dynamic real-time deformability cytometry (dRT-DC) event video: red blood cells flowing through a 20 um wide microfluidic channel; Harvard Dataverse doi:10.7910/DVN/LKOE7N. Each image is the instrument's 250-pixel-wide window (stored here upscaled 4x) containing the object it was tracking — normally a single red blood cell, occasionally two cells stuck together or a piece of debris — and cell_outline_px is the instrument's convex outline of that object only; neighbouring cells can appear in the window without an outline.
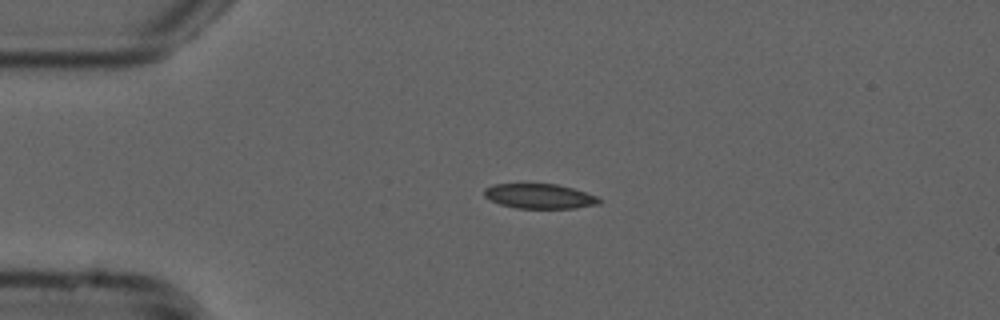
{"species": "common noctule bat (a hibernating species)", "species_latin": "Nyctalus noctula", "temperature_condition": "cold", "stored_images_in_passage": 42, "camera_frame_rate_fps": 3000, "um_per_image_px": 0.085, "animal": {"sex": "male", "forearm_length_mm": 52.5}, "frame": {"image": 1, "passage_image": 1, "time_ms": 0.0, "image_size_px": [1000, 320], "cell_outline_px": [[604, 200], [600, 204], [576, 208], [516, 208], [500, 204], [484, 196], [484, 188], [496, 184], [556, 184], [572, 188], [596, 196]], "centroid_in_image_um": [45.89, 16.68], "position_along_channel_um": 39.1, "area_um2": 16.53}}
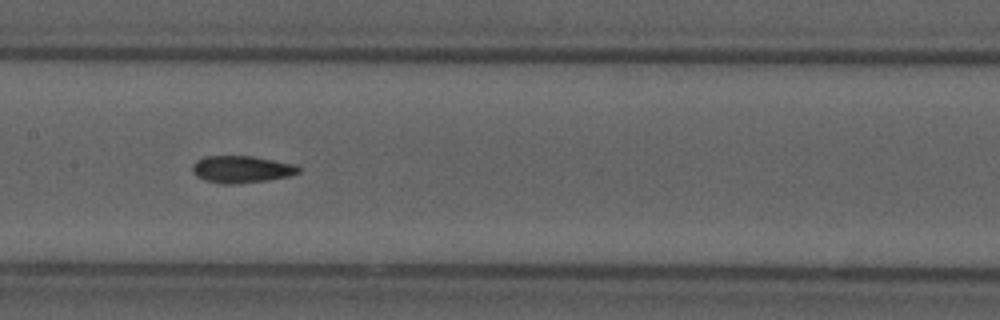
{"frame": {"image": 2, "passage_image": 15, "time_ms": 4.667, "image_size_px": [1000, 320], "cell_outline_px": [[300, 172], [288, 176], [268, 180], [236, 184], [220, 184], [204, 180], [196, 176], [192, 172], [192, 164], [196, 160], [204, 156], [252, 156], [296, 164], [300, 168]], "centroid_in_image_um": [20.5, 14.39], "position_along_channel_um": 186.9, "area_um2": 16.94}}
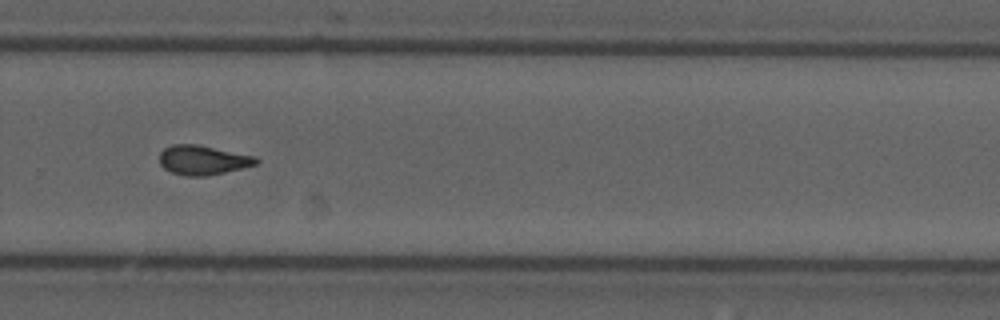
{"frame": {"image": 3, "passage_image": 25, "time_ms": 8.0, "image_size_px": [1000, 320], "cell_outline_px": [[260, 160], [256, 164], [224, 172], [204, 176], [188, 176], [172, 172], [164, 168], [160, 164], [160, 152], [164, 148], [172, 144], [196, 144], [256, 156]], "centroid_in_image_um": [17.23, 13.59], "position_along_channel_um": 312.6, "area_um2": 16.42}, "authors_computed_cell_mechanics": {"area_um2": 16.3285, "velocity_mm_per_s": 3.7927, "shape_relaxation_time_tau1_ms": 10.2251, "shape_relaxation_time_tau2_ms": 5.8528, "deformation_change_tau1": 0.1961, "deformation_change_tau2": 0.1143}}